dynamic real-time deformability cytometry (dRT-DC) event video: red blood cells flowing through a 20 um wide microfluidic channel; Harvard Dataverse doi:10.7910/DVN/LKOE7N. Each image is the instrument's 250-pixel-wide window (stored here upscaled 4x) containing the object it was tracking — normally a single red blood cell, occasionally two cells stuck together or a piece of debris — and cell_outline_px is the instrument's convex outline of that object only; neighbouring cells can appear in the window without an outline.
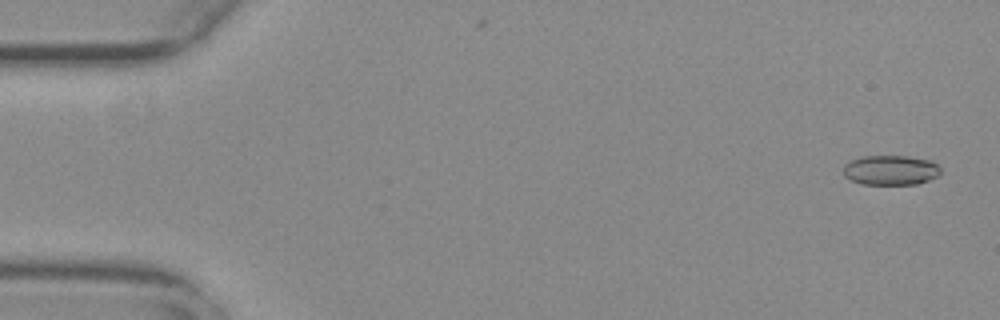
{"species": "common noctule bat (a hibernating species)", "species_latin": "Nyctalus noctula", "temperature_condition": "warm", "stored_images_in_passage": 53, "camera_frame_rate_fps": 3000, "um_per_image_px": 0.085, "animal": {"sex": "female", "body_mass_g": 29.2, "forearm_length_mm": 56.3}, "frame": {"image": 1, "passage_image": 3, "time_ms": 0.667, "image_size_px": [1000, 320], "cell_outline_px": [[940, 172], [936, 176], [928, 180], [916, 184], [864, 184], [852, 180], [844, 176], [844, 164], [852, 160], [864, 156], [908, 156], [932, 160], [940, 168]], "centroid_in_image_um": [75.71, 14.45], "position_along_channel_um": 9.3, "area_um2": 16.76}}
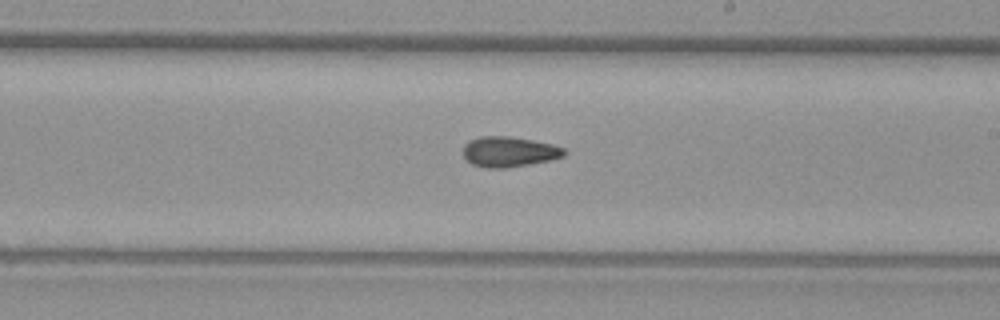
{"frame": {"image": 2, "passage_image": 33, "time_ms": 10.667, "image_size_px": [1000, 320], "cell_outline_px": [[568, 152], [564, 156], [548, 160], [528, 164], [504, 168], [488, 168], [472, 164], [464, 156], [464, 144], [468, 140], [480, 136], [508, 136], [532, 140], [552, 144], [564, 148]], "centroid_in_image_um": [43.27, 12.89], "position_along_channel_um": 245.7, "area_um2": 17.74}}
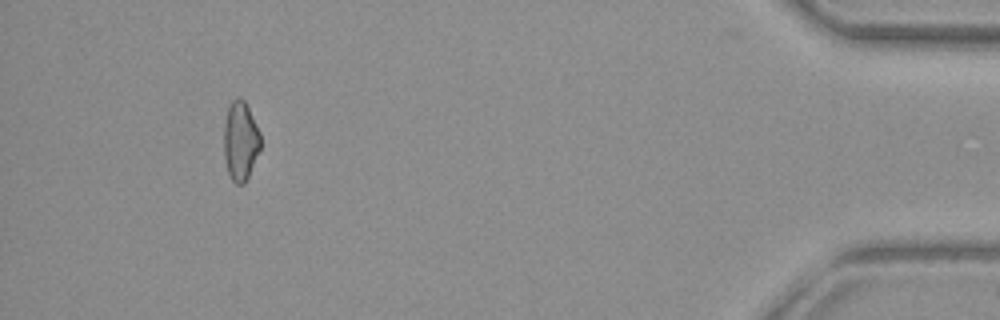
{"frame": {"image": 3, "passage_image": 52, "time_ms": 17.0, "image_size_px": [1000, 320], "cell_outline_px": [[260, 148], [248, 176], [244, 184], [236, 184], [232, 180], [228, 172], [224, 160], [224, 124], [228, 108], [232, 100], [236, 96], [240, 96], [244, 100], [260, 132]], "centroid_in_image_um": [20.42, 11.96], "position_along_channel_um": 414.8, "area_um2": 16.82}}